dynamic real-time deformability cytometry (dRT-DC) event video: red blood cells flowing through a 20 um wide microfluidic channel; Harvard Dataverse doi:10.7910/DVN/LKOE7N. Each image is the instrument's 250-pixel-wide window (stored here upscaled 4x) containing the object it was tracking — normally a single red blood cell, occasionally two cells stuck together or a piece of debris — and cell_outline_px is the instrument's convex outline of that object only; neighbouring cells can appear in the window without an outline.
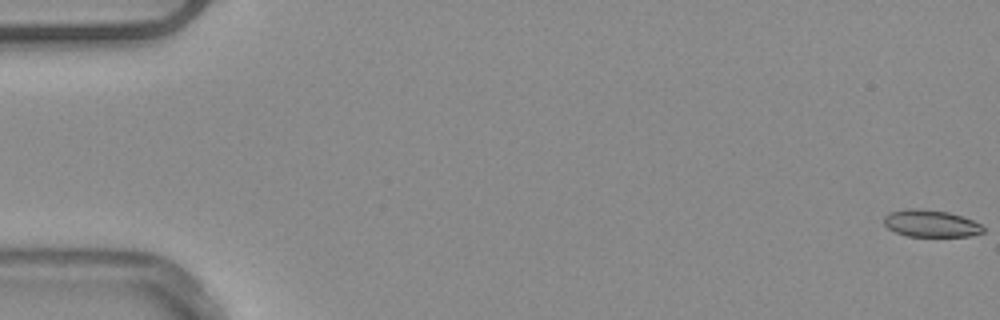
{"species": "common noctule bat (a hibernating species)", "species_latin": "Nyctalus noctula", "temperature_condition": "warm", "stored_images_in_passage": 53, "camera_frame_rate_fps": 3000, "um_per_image_px": 0.085, "animal": {"sex": "male", "body_mass_g": 20.4}, "frame": {"image": 1, "passage_image": 1, "time_ms": 0.0, "image_size_px": [1000, 320], "cell_outline_px": [[984, 232], [968, 236], [908, 236], [896, 232], [888, 228], [884, 224], [884, 216], [892, 212], [904, 208], [916, 208], [948, 212], [972, 220], [980, 224], [984, 228]], "centroid_in_image_um": [79.1, 18.99], "position_along_channel_um": 5.9, "area_um2": 15.49}}
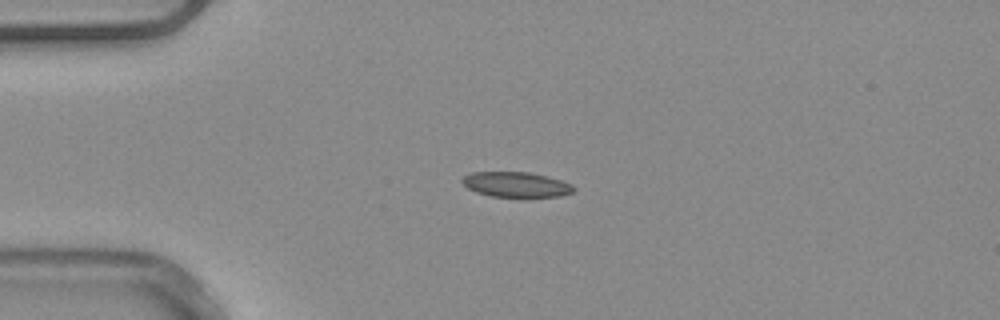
{"frame": {"image": 2, "passage_image": 14, "time_ms": 4.333, "image_size_px": [1000, 320], "cell_outline_px": [[576, 188], [572, 192], [560, 196], [492, 196], [476, 192], [468, 188], [460, 180], [464, 176], [472, 172], [528, 172], [548, 176], [572, 184]], "centroid_in_image_um": [43.87, 15.67], "position_along_channel_um": 41.1, "area_um2": 16.13}}
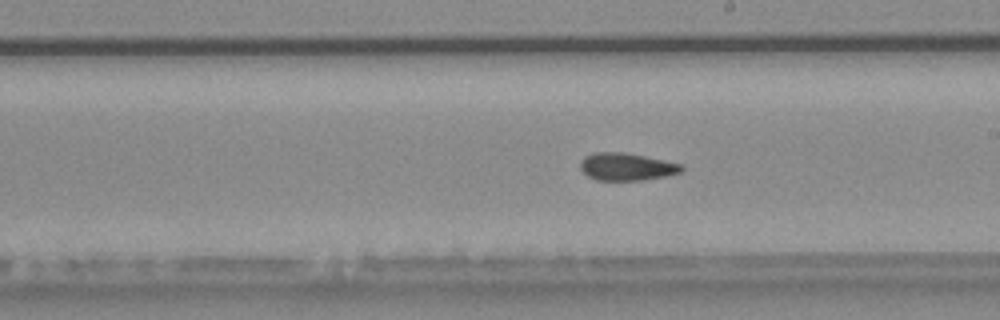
{"frame": {"image": 3, "passage_image": 31, "time_ms": 10.0, "image_size_px": [1000, 320], "cell_outline_px": [[684, 168], [680, 172], [664, 176], [644, 180], [596, 180], [588, 176], [580, 168], [580, 160], [584, 156], [592, 152], [624, 152], [664, 160], [680, 164]], "centroid_in_image_um": [53.21, 14.16], "position_along_channel_um": 235.8, "area_um2": 16.18}, "authors_computed_cell_mechanics": {"area_um2": 16.3574, "velocity_mm_per_s": 3.9203, "shape_relaxation_time_tau1_ms": null, "shape_relaxation_time_tau2_ms": 4.224, "deformation_change_tau1": null, "deformation_change_tau2": 0.0803}}